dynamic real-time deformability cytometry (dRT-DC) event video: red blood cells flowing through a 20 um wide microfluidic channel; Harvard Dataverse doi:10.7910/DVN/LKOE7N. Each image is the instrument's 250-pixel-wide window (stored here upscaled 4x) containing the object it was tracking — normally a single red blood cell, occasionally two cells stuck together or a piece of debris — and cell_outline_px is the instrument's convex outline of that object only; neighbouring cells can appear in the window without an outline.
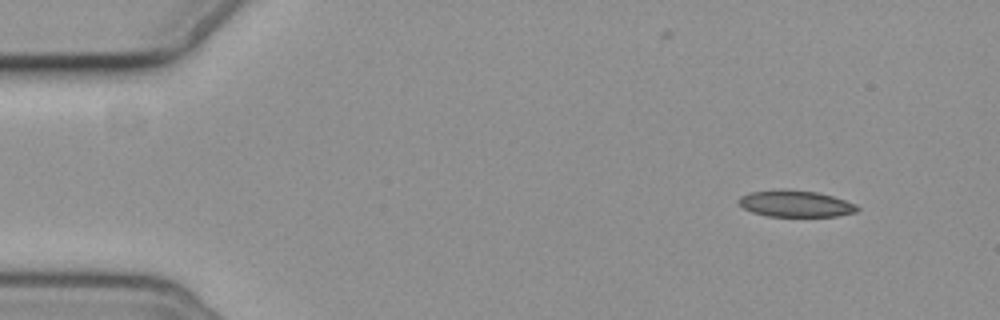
{"species": "common noctule bat (a hibernating species)", "species_latin": "Nyctalus noctula", "temperature_condition": "cold", "stored_images_in_passage": 3, "camera_frame_rate_fps": 3000, "um_per_image_px": 0.085, "animal": {"sex": "female", "body_mass_g": 19.3, "forearm_length_mm": 54.1}, "frame": {"image": 1, "passage_image": 1, "time_ms": 0.0, "image_size_px": [1000, 320], "cell_outline_px": [[860, 208], [856, 212], [836, 216], [768, 216], [752, 212], [744, 208], [736, 200], [740, 196], [748, 192], [816, 192], [832, 196], [856, 204]], "centroid_in_image_um": [67.64, 17.36], "position_along_channel_um": 17.4, "area_um2": 17.46}}